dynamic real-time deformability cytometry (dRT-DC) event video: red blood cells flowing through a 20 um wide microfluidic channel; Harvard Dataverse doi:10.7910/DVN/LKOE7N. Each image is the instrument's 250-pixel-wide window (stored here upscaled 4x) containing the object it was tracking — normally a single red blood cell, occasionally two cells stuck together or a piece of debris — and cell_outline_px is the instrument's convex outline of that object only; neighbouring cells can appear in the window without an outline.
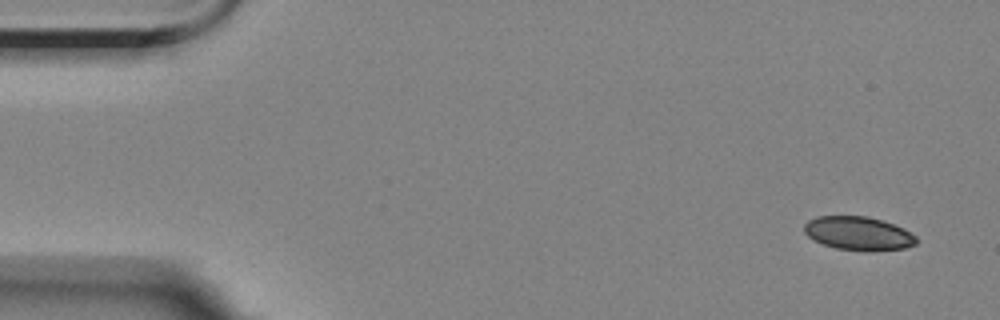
{"species": "Egyptian fruit bat (a non-hibernating species)", "species_latin": "Rousettus aegyptiacus", "temperature_condition": "room temperature", "stored_images_in_passage": 5, "camera_frame_rate_fps": 3000, "um_per_image_px": 0.085, "animal": {"sex": "female"}, "frame": {"image": 1, "passage_image": 1, "time_ms": 0.0, "image_size_px": [1000, 320], "cell_outline_px": [[916, 244], [904, 248], [872, 252], [864, 252], [836, 248], [812, 240], [804, 232], [804, 224], [808, 220], [816, 216], [868, 216], [884, 220], [904, 228], [916, 236]], "centroid_in_image_um": [72.97, 19.84], "position_along_channel_um": 12.0, "area_um2": 22.37}}